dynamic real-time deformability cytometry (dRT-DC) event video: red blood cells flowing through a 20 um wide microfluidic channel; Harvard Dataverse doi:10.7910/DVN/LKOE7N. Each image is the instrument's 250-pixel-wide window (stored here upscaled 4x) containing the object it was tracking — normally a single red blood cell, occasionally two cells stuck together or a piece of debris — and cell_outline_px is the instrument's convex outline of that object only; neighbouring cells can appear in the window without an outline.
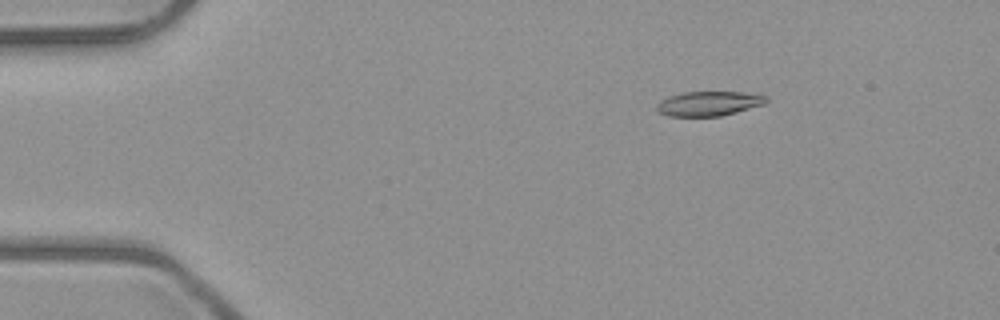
{"species": "common noctule bat (a hibernating species)", "species_latin": "Nyctalus noctula", "temperature_condition": "room temperature", "stored_images_in_passage": 5, "camera_frame_rate_fps": 3000, "um_per_image_px": 0.085, "animal": {"sex": "male", "body_mass_g": 23.1, "forearm_length_mm": 52.7}, "frame": {"image": 1, "passage_image": 3, "time_ms": 2.333, "image_size_px": [1000, 320], "cell_outline_px": [[768, 100], [764, 104], [736, 112], [720, 116], [668, 116], [660, 112], [656, 108], [656, 104], [660, 100], [668, 96], [680, 92], [744, 92], [768, 96]], "centroid_in_image_um": [60.23, 8.79], "position_along_channel_um": 24.8, "area_um2": 15.72}}